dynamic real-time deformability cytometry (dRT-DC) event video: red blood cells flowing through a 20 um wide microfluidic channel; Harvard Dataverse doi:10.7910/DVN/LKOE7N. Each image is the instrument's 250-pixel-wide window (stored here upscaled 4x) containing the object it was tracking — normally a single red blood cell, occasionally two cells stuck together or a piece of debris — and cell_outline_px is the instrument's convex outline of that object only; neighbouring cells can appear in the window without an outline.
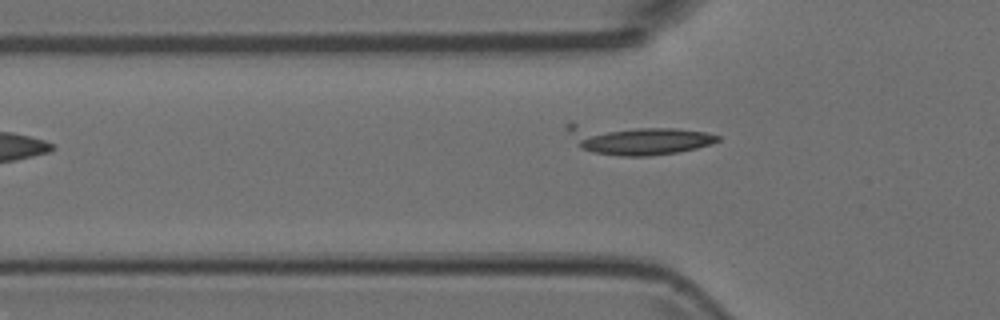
{"species": "Egyptian fruit bat (a non-hibernating species)", "species_latin": "Rousettus aegyptiacus", "temperature_condition": "room temperature", "stored_images_in_passage": 5, "camera_frame_rate_fps": 3000, "um_per_image_px": 0.085, "animal": {"sex": "female"}, "frame": {"image": 1, "passage_image": 5, "time_ms": 1.333, "image_size_px": [1000, 320], "cell_outline_px": [[720, 140], [712, 144], [680, 152], [648, 156], [620, 156], [592, 152], [580, 148], [564, 128], [564, 124], [568, 120], [676, 128], [704, 132], [720, 136]], "centroid_in_image_um": [54.0, 11.79], "position_along_channel_um": 71.8, "area_um2": 27.63}}